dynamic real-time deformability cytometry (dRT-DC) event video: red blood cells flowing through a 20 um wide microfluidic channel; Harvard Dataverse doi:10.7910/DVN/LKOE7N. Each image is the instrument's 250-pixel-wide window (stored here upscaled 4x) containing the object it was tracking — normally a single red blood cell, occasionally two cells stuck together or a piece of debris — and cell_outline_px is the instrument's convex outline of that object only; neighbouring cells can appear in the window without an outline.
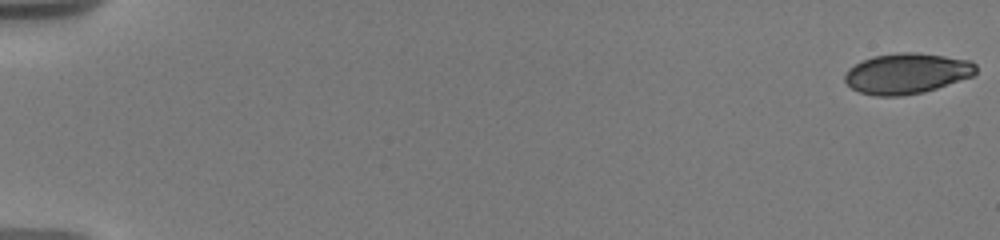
{"species": "human", "species_latin": "Homo sapiens", "temperature_condition": "warm", "stored_images_in_passage": 19, "camera_frame_rate_fps": 3000, "um_per_image_px": 0.085, "donor": {"sex": "male"}, "frame": {"image": 1, "passage_image": 1, "time_ms": 0.0, "image_size_px": [1000, 240], "cell_outline_px": [[976, 72], [972, 76], [924, 92], [900, 96], [876, 96], [860, 92], [852, 88], [844, 80], [844, 76], [848, 68], [860, 60], [872, 56], [900, 52], [916, 52], [972, 60], [976, 64]], "centroid_in_image_um": [77.05, 6.23], "position_along_channel_um": 7.9, "area_um2": 31.1}}
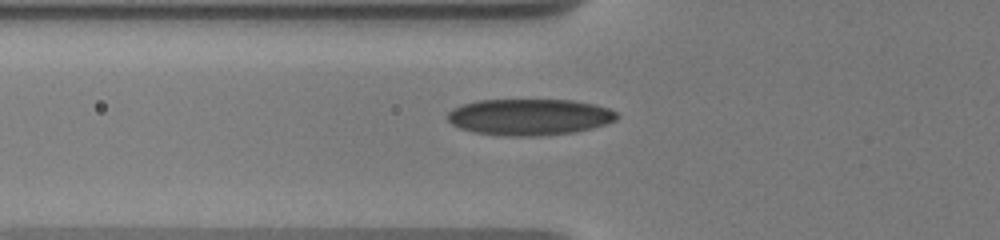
{"frame": {"image": 2, "passage_image": 14, "time_ms": 7.0, "image_size_px": [1000, 240], "cell_outline_px": [[616, 120], [592, 128], [576, 132], [536, 136], [508, 136], [472, 132], [460, 128], [452, 124], [448, 120], [448, 112], [452, 108], [460, 104], [476, 100], [572, 100], [596, 104], [608, 108], [616, 112]], "centroid_in_image_um": [44.97, 9.94], "position_along_channel_um": 80.8, "area_um2": 36.01}}
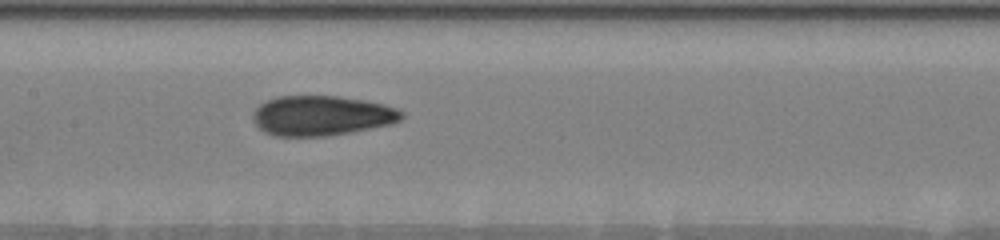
{"frame": {"image": 3, "passage_image": 19, "time_ms": 9.667, "image_size_px": [1000, 240], "cell_outline_px": [[404, 116], [400, 120], [392, 124], [348, 132], [324, 136], [272, 136], [264, 132], [252, 120], [252, 116], [256, 108], [260, 104], [276, 96], [340, 96], [364, 100], [384, 104], [396, 108], [404, 112]], "centroid_in_image_um": [27.33, 9.82], "position_along_channel_um": 180.1, "area_um2": 34.62}}